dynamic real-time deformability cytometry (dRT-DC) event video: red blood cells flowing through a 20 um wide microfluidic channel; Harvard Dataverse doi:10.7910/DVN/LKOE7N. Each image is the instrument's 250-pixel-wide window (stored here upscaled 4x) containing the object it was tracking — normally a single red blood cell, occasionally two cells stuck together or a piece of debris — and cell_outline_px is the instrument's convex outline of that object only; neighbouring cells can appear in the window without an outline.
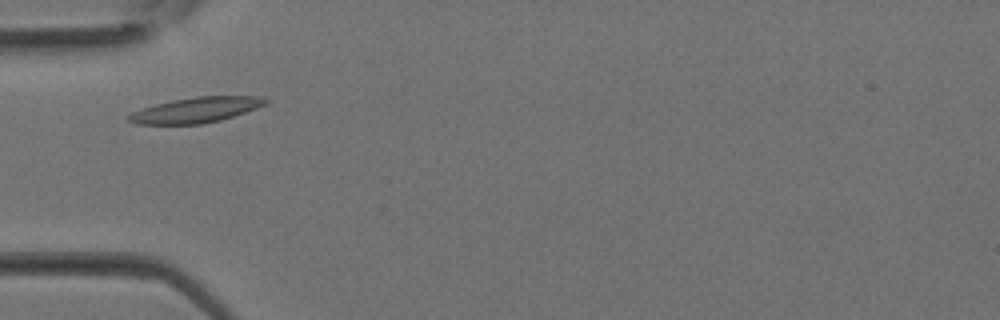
{"species": "Egyptian fruit bat (a non-hibernating species)", "species_latin": "Rousettus aegyptiacus", "temperature_condition": "room temperature", "stored_images_in_passage": 30, "camera_frame_rate_fps": 3000, "um_per_image_px": 0.085, "animal": {"sex": "female"}, "frame": {"image": 1, "passage_image": 5, "time_ms": 1.333, "image_size_px": [1000, 320], "cell_outline_px": [[272, 100], [268, 104], [220, 120], [204, 124], [136, 124], [124, 120], [124, 116], [132, 112], [156, 104], [172, 100], [196, 96], [260, 96]], "centroid_in_image_um": [16.64, 9.35], "position_along_channel_um": 68.4, "area_um2": 20.4}}
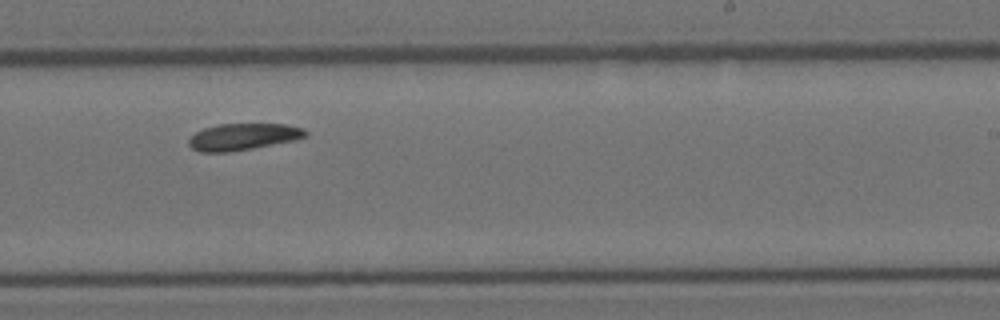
{"frame": {"image": 2, "passage_image": 16, "time_ms": 5.0, "image_size_px": [1000, 320], "cell_outline_px": [[308, 136], [296, 140], [252, 148], [228, 152], [200, 152], [192, 148], [188, 144], [188, 140], [196, 132], [204, 128], [216, 124], [288, 124], [304, 128], [308, 132]], "centroid_in_image_um": [20.7, 11.62], "position_along_channel_um": 268.3, "area_um2": 18.26}}
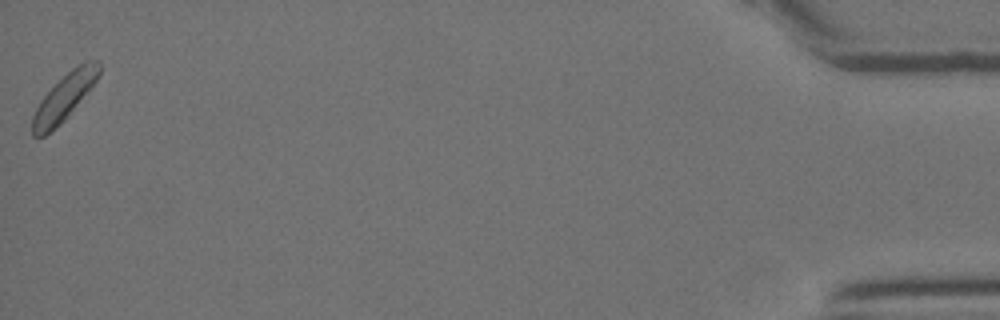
{"frame": {"image": 3, "passage_image": 30, "time_ms": 9.667, "image_size_px": [1000, 320], "cell_outline_px": [[100, 72], [96, 80], [68, 116], [60, 124], [44, 136], [32, 136], [32, 116], [40, 100], [72, 68], [84, 60], [100, 60]], "centroid_in_image_um": [5.46, 8.26], "position_along_channel_um": 429.7, "area_um2": 17.63}}